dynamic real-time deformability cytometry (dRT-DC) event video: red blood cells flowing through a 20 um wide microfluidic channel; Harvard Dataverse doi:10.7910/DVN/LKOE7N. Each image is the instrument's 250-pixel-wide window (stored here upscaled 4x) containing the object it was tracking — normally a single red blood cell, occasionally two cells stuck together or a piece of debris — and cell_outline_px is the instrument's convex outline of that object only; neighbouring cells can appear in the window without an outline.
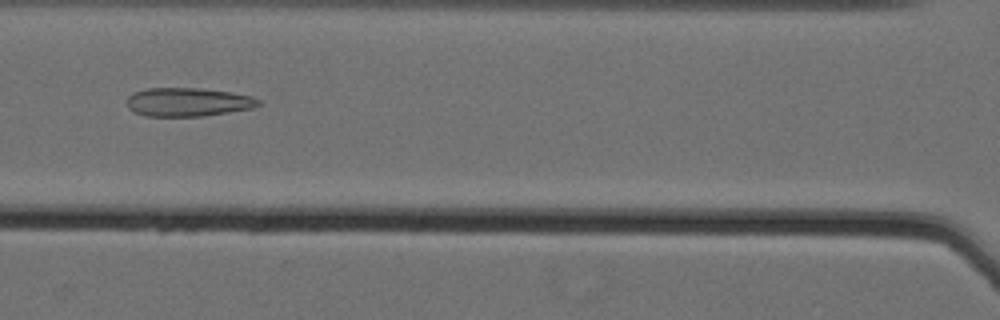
{"species": "Egyptian fruit bat (a non-hibernating species)", "species_latin": "Rousettus aegyptiacus", "temperature_condition": "cold", "stored_images_in_passage": 45, "camera_frame_rate_fps": 3000, "um_per_image_px": 0.085, "animal": {"sex": "female"}, "frame": {"image": 1, "passage_image": 16, "time_ms": 5.0, "image_size_px": [1000, 320], "cell_outline_px": [[260, 104], [252, 108], [228, 112], [200, 116], [148, 116], [136, 112], [128, 108], [124, 100], [132, 92], [148, 88], [200, 88], [232, 92], [252, 96], [260, 100]], "centroid_in_image_um": [15.94, 8.66], "position_along_channel_um": 150.7, "area_um2": 22.02}}
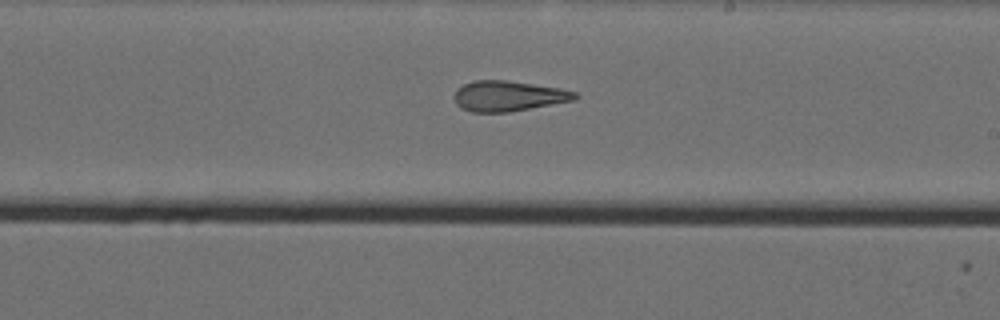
{"frame": {"image": 2, "passage_image": 24, "time_ms": 7.667, "image_size_px": [1000, 320], "cell_outline_px": [[580, 96], [576, 100], [508, 112], [472, 112], [460, 108], [456, 104], [452, 96], [456, 88], [472, 80], [504, 80], [560, 88], [576, 92]], "centroid_in_image_um": [43.17, 8.16], "position_along_channel_um": 245.8, "area_um2": 21.56}}
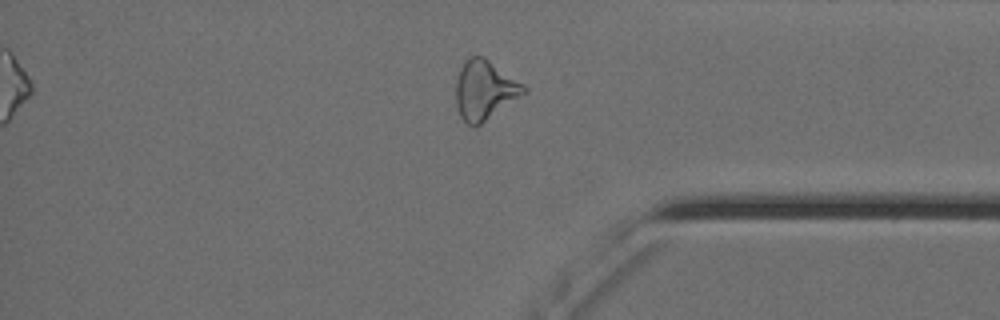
{"frame": {"image": 3, "passage_image": 37, "time_ms": 12.0, "image_size_px": [1000, 320], "cell_outline_px": [[528, 92], [476, 128], [468, 124], [460, 116], [456, 104], [456, 80], [460, 68], [464, 60], [468, 56], [484, 56], [524, 84], [528, 88]], "centroid_in_image_um": [41.21, 7.66], "position_along_channel_um": 394.0, "area_um2": 23.87}, "authors_computed_cell_mechanics": {"area_um2": 23.12, "velocity_mm_per_s": 3.5766, "shape_relaxation_time_tau1_ms": null, "shape_relaxation_time_tau2_ms": 3.322, "deformation_change_tau1": null, "deformation_change_tau2": 0.1301}}